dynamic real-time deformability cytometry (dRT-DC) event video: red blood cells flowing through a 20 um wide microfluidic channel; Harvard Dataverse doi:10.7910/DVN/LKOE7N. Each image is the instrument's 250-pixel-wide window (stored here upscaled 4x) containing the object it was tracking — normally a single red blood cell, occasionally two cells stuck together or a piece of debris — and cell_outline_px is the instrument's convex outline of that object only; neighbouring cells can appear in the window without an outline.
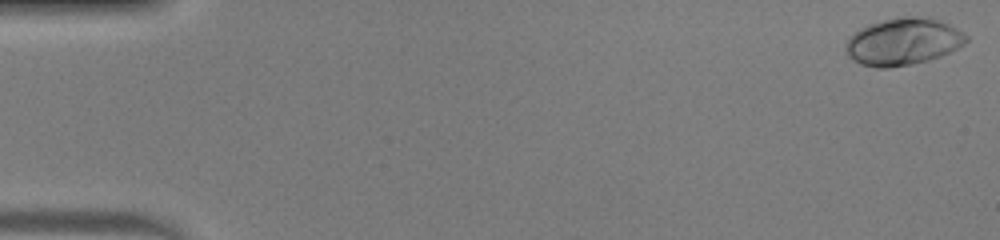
{"species": "human", "species_latin": "Homo sapiens", "temperature_condition": "warm", "stored_images_in_passage": 49, "camera_frame_rate_fps": 3000, "um_per_image_px": 0.085, "donor": {"sex": "male"}, "frame": {"image": 1, "passage_image": 1, "time_ms": 0.0, "image_size_px": [1000, 240], "cell_outline_px": [[968, 40], [964, 44], [940, 56], [928, 60], [888, 68], [876, 68], [860, 64], [852, 60], [848, 56], [844, 48], [848, 36], [860, 28], [868, 24], [896, 16], [928, 16], [940, 20], [964, 32], [968, 36]], "centroid_in_image_um": [76.73, 3.52], "position_along_channel_um": 8.3, "area_um2": 33.41}}
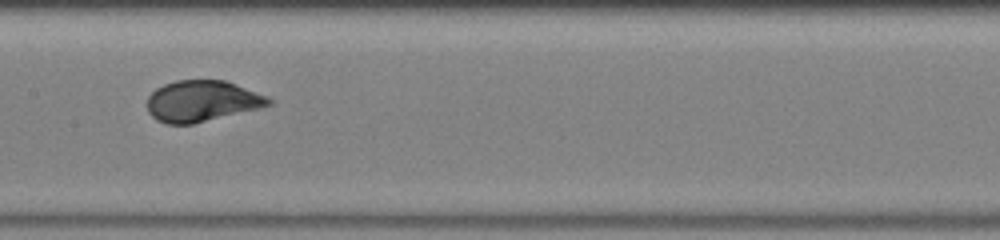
{"frame": {"image": 2, "passage_image": 25, "time_ms": 8.0, "image_size_px": [1000, 240], "cell_outline_px": [[272, 104], [260, 108], [192, 124], [168, 124], [156, 120], [148, 112], [148, 96], [156, 88], [164, 84], [176, 80], [224, 80], [236, 84], [268, 96], [272, 100]], "centroid_in_image_um": [17.17, 8.59], "position_along_channel_um": 190.2, "area_um2": 29.07}}
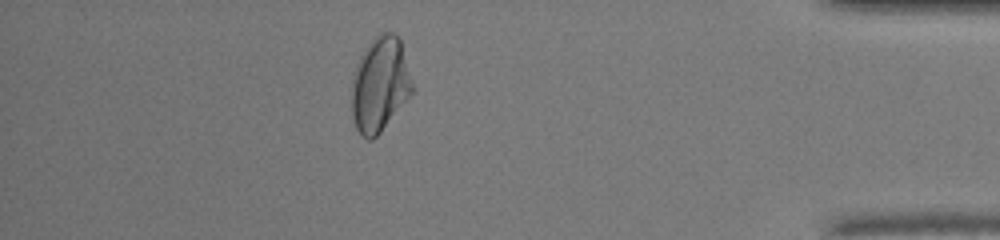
{"frame": {"image": 3, "passage_image": 43, "time_ms": 14.0, "image_size_px": [1000, 240], "cell_outline_px": [[416, 88], [380, 132], [372, 140], [368, 140], [360, 136], [356, 128], [352, 116], [352, 80], [356, 64], [364, 48], [380, 32], [392, 32], [400, 36]], "centroid_in_image_um": [32.32, 7.14], "position_along_channel_um": 402.9, "area_um2": 33.99}, "authors_computed_cell_mechanics": {"area_um2": 29.9404, "velocity_mm_per_s": 4.2527, "shape_relaxation_time_tau1_ms": 2.4763, "shape_relaxation_time_tau2_ms": null, "deformation_change_tau1": 0.1685, "deformation_change_tau2": null}}